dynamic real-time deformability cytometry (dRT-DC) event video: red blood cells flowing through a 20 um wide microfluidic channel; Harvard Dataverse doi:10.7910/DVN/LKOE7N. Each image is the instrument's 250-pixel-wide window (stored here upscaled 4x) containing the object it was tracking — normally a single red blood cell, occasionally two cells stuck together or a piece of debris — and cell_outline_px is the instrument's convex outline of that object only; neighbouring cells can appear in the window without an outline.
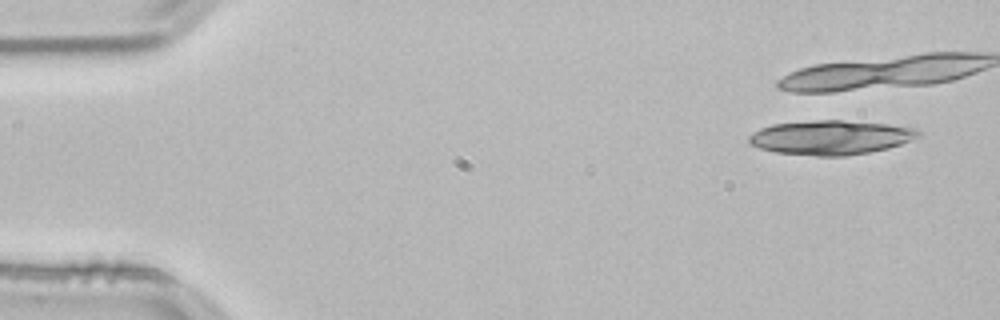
{"species": "common noctule bat (a hibernating species)", "species_latin": "Nyctalus noctula", "temperature_condition": "room temperature", "stored_images_in_passage": 5, "camera_frame_rate_fps": 3000, "um_per_image_px": 0.085, "animal": {"sex": "male", "body_mass_g": 21.5, "forearm_length_mm": 52.0}, "frame": {"image": 1, "passage_image": 1, "time_ms": 0.0, "image_size_px": [1000, 320], "cell_outline_px": [[920, 136], [900, 144], [888, 148], [868, 152], [844, 156], [816, 156], [776, 152], [760, 148], [748, 144], [748, 136], [760, 128], [772, 124], [816, 120], [840, 120], [888, 124], [916, 128], [920, 132]], "centroid_in_image_um": [70.58, 11.68], "position_along_channel_um": 14.4, "area_um2": 33.81}}